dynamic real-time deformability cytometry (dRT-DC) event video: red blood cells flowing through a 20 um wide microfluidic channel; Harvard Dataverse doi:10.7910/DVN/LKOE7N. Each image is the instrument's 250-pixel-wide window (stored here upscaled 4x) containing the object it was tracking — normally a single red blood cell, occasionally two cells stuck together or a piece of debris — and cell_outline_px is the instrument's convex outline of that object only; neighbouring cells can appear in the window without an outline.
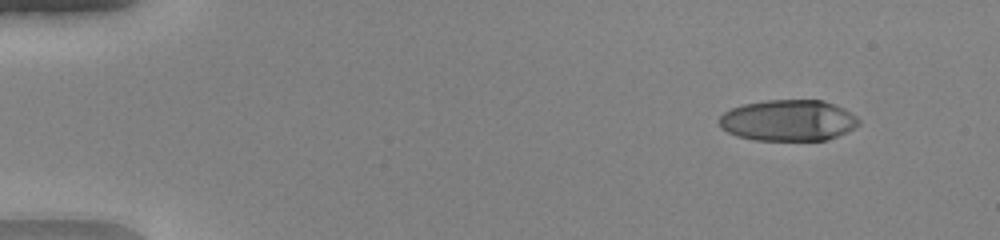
{"species": "human", "species_latin": "Homo sapiens", "temperature_condition": "warm", "stored_images_in_passage": 50, "camera_frame_rate_fps": 3000, "um_per_image_px": 0.085, "donor": {"sex": "female"}, "frame": {"image": 1, "passage_image": 5, "time_ms": 1.333, "image_size_px": [1000, 240], "cell_outline_px": [[860, 124], [856, 128], [848, 132], [824, 140], [752, 140], [736, 136], [720, 128], [716, 120], [724, 112], [732, 108], [744, 104], [764, 100], [824, 100], [844, 108], [856, 116], [860, 120]], "centroid_in_image_um": [66.99, 10.23], "position_along_channel_um": 18.0, "area_um2": 33.87}}
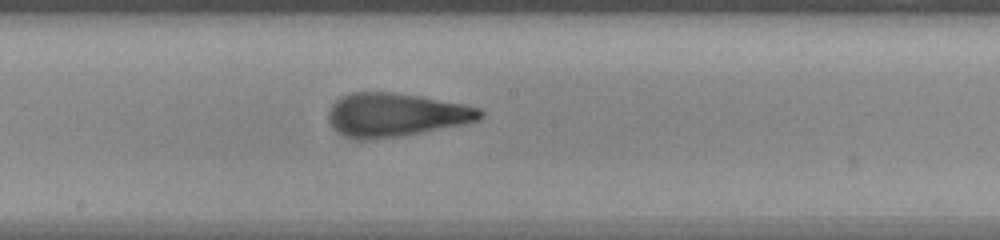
{"frame": {"image": 2, "passage_image": 28, "time_ms": 9.0, "image_size_px": [1000, 240], "cell_outline_px": [[484, 116], [480, 120], [464, 124], [400, 136], [368, 140], [356, 140], [340, 132], [332, 124], [328, 116], [336, 100], [352, 92], [392, 92], [420, 96], [464, 104], [480, 108], [484, 112]], "centroid_in_image_um": [33.71, 9.76], "position_along_channel_um": 214.5, "area_um2": 38.09}}
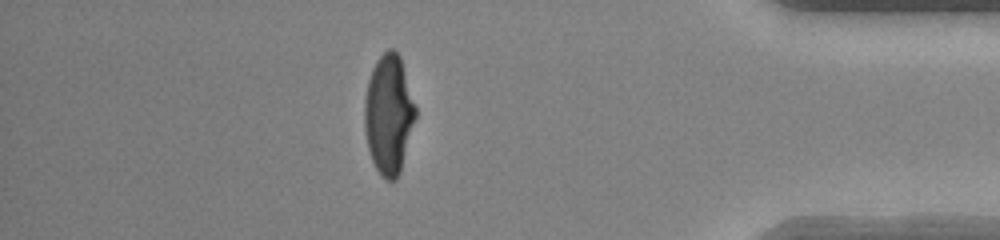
{"frame": {"image": 3, "passage_image": 44, "time_ms": 14.333, "image_size_px": [1000, 240], "cell_outline_px": [[416, 116], [400, 172], [396, 180], [388, 180], [380, 176], [372, 160], [368, 148], [364, 128], [364, 100], [368, 80], [372, 68], [376, 60], [388, 48], [392, 48], [400, 56], [416, 108]], "centroid_in_image_um": [33.02, 9.72], "position_along_channel_um": 402.2, "area_um2": 35.43}, "authors_computed_cell_mechanics": {"area_um2": 35.9805, "velocity_mm_per_s": 4.1579, "shape_relaxation_time_tau1_ms": 5.9267, "shape_relaxation_time_tau2_ms": 0.7931, "deformation_change_tau1": 0.315, "deformation_change_tau2": 0.095}}